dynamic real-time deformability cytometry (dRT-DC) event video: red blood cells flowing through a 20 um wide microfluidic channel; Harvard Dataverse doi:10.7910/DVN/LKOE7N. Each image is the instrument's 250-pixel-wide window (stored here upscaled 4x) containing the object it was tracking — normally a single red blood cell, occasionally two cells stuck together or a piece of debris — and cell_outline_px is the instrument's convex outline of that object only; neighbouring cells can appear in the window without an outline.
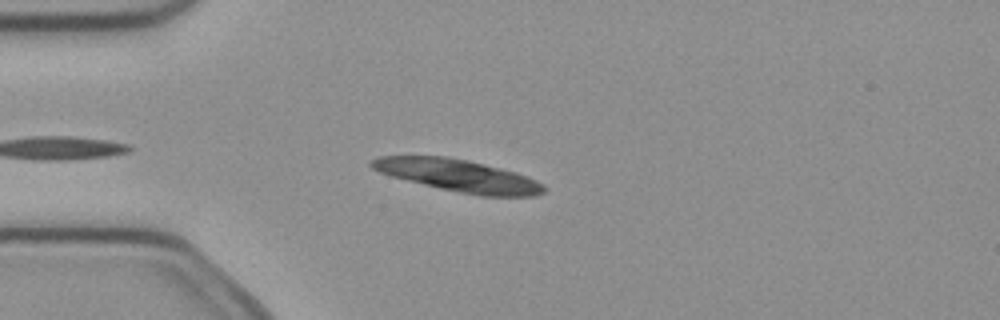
{"species": "common noctule bat (a hibernating species)", "species_latin": "Nyctalus noctula", "temperature_condition": "cold", "stored_images_in_passage": 2, "camera_frame_rate_fps": 3000, "um_per_image_px": 0.085, "animal": {"sex": "female", "body_mass_g": 21.9}, "frame": {"image": 1, "passage_image": 2, "time_ms": 0.333, "image_size_px": [1000, 320], "cell_outline_px": [[544, 192], [532, 196], [480, 196], [440, 188], [392, 176], [380, 172], [372, 168], [368, 164], [372, 160], [380, 156], [448, 156], [468, 160], [516, 172], [536, 180], [544, 184]], "centroid_in_image_um": [38.97, 14.92], "position_along_channel_um": 46.0, "area_um2": 31.96}}